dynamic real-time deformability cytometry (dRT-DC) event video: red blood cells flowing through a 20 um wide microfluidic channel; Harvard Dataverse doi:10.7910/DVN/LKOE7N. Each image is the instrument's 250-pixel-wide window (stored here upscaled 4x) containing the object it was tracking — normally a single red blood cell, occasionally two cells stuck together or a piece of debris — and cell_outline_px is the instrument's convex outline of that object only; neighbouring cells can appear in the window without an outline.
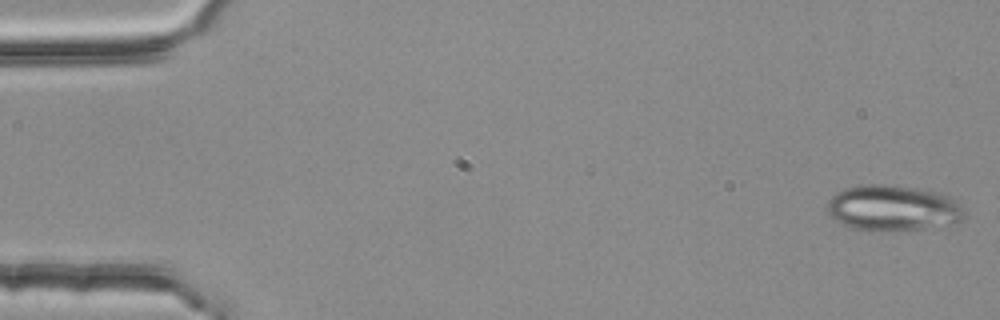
{"species": "common noctule bat (a hibernating species)", "species_latin": "Nyctalus noctula", "temperature_condition": "room temperature", "stored_images_in_passage": 4, "camera_frame_rate_fps": 3000, "um_per_image_px": 0.085, "animal": {"sex": "female", "body_mass_g": 25.1}, "frame": {"image": 1, "passage_image": 1, "time_ms": 0.0, "image_size_px": [1000, 320], "cell_outline_px": [[968, 216], [964, 220], [956, 224], [896, 232], [868, 232], [852, 228], [836, 220], [828, 212], [828, 200], [836, 192], [844, 188], [860, 184], [888, 184], [916, 188], [936, 192], [952, 196], [964, 208]], "centroid_in_image_um": [75.96, 17.71], "position_along_channel_um": 9.0, "area_um2": 37.69}}